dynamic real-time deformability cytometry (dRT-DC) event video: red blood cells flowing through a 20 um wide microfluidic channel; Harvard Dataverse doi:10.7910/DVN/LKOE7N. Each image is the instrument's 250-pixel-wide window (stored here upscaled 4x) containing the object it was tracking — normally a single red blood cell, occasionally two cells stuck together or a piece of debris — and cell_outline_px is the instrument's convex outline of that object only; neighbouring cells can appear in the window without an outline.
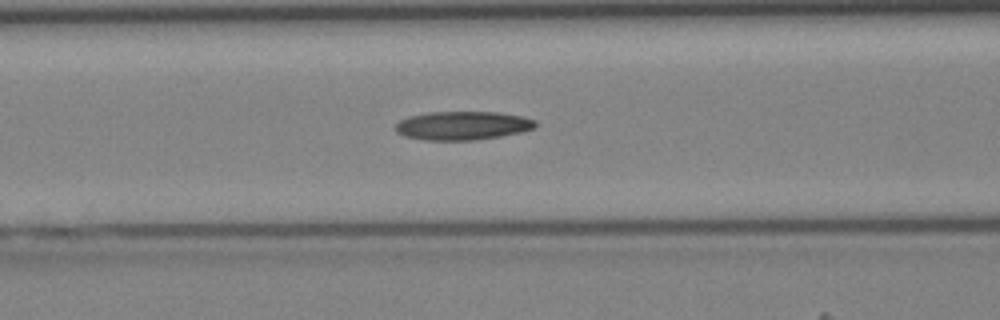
{"species": "Egyptian fruit bat (a non-hibernating species)", "species_latin": "Rousettus aegyptiacus", "temperature_condition": "cold", "stored_images_in_passage": 29, "camera_frame_rate_fps": 3000, "um_per_image_px": 0.085, "animal": {"sex": "female"}, "frame": {"image": 1, "passage_image": 5, "time_ms": 1.333, "image_size_px": [1000, 320], "cell_outline_px": [[536, 128], [520, 132], [500, 136], [472, 140], [424, 140], [404, 136], [396, 132], [396, 124], [400, 120], [408, 116], [428, 112], [496, 112], [524, 116], [536, 120]], "centroid_in_image_um": [39.32, 10.67], "position_along_channel_um": 127.3, "area_um2": 23.41}}
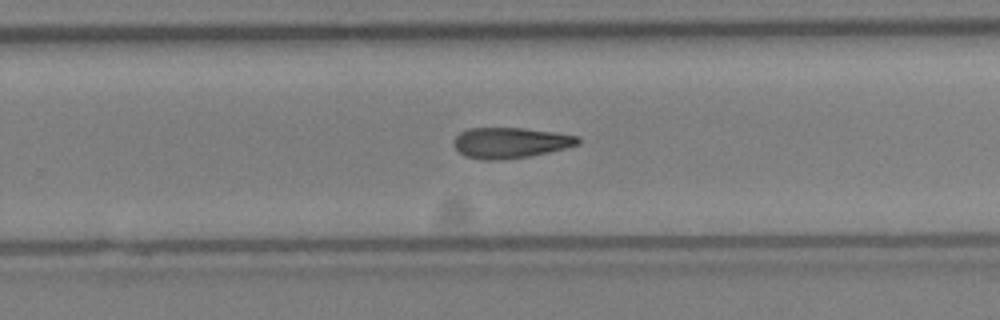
{"frame": {"image": 2, "passage_image": 15, "time_ms": 4.667, "image_size_px": [1000, 320], "cell_outline_px": [[580, 144], [548, 152], [528, 156], [496, 160], [480, 160], [468, 156], [460, 152], [452, 144], [452, 140], [460, 132], [468, 128], [524, 128], [556, 132], [580, 136]], "centroid_in_image_um": [43.38, 12.12], "position_along_channel_um": 286.4, "area_um2": 22.2}}
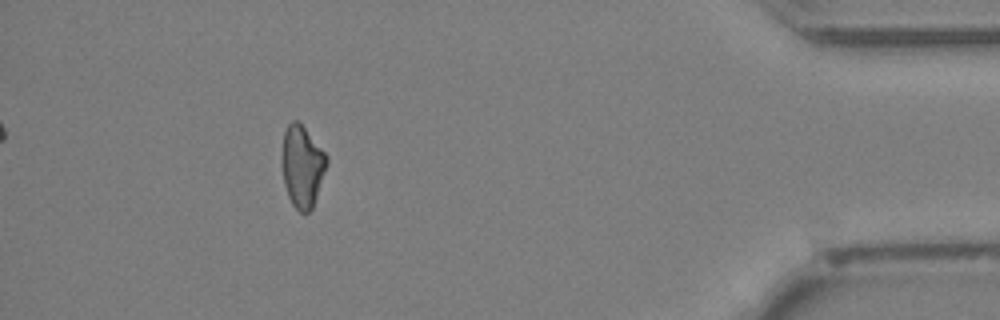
{"frame": {"image": 3, "passage_image": 26, "time_ms": 8.333, "image_size_px": [1000, 320], "cell_outline_px": [[328, 164], [312, 208], [308, 212], [300, 212], [292, 204], [288, 196], [284, 184], [280, 156], [284, 132], [288, 124], [292, 120], [296, 120], [304, 128], [328, 156]], "centroid_in_image_um": [25.67, 14.13], "position_along_channel_um": 409.5, "area_um2": 21.39}}